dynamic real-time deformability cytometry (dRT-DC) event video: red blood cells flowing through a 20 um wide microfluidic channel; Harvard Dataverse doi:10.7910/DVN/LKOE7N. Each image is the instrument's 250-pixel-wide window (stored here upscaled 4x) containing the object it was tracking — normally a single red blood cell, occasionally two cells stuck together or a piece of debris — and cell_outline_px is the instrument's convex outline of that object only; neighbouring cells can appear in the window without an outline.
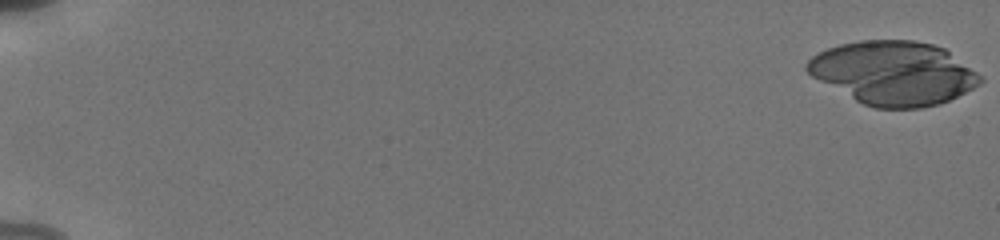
{"species": "human", "species_latin": "Homo sapiens", "temperature_condition": "cold", "stored_images_in_passage": 27, "camera_frame_rate_fps": 3000, "um_per_image_px": 0.085, "donor": {"sex": "male"}, "frame": {"image": 1, "passage_image": 1, "time_ms": 0.0, "image_size_px": [1000, 240], "cell_outline_px": [[984, 80], [980, 84], [940, 104], [920, 108], [876, 108], [864, 104], [856, 100], [812, 76], [804, 68], [804, 64], [812, 56], [828, 48], [840, 44], [860, 40], [912, 40], [932, 44], [944, 48], [984, 76]], "centroid_in_image_um": [75.97, 6.2], "position_along_channel_um": 9.0, "area_um2": 63.87}}